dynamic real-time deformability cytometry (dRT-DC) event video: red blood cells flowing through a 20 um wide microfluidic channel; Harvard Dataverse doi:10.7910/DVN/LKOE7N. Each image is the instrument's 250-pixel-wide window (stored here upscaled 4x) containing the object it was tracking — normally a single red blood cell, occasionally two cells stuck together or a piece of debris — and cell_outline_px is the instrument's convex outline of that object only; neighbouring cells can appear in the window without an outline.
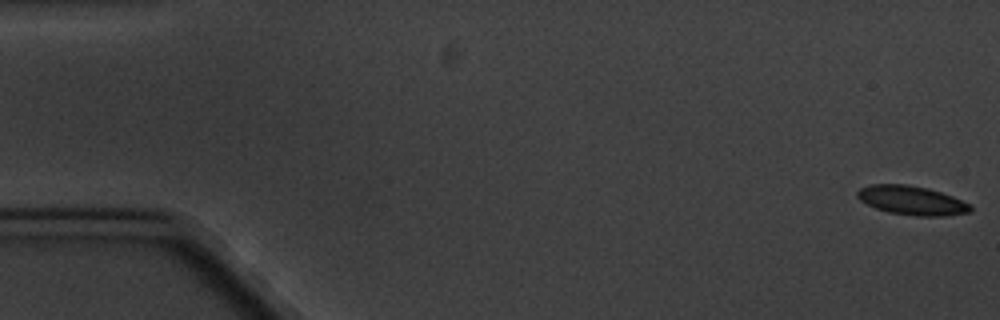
{"species": "common noctule bat (a hibernating species)", "species_latin": "Nyctalus noctula", "temperature_condition": "cold", "stored_images_in_passage": 7, "camera_frame_rate_fps": 3000, "um_per_image_px": 0.085, "animal": {"sex": "male", "body_mass_g": 20.1, "forearm_length_mm": 53.5}, "frame": {"image": 1, "passage_image": 1, "time_ms": 0.0, "image_size_px": [1000, 320], "cell_outline_px": [[972, 212], [944, 216], [916, 216], [888, 212], [876, 208], [860, 200], [856, 196], [856, 192], [860, 188], [872, 184], [908, 184], [928, 188], [952, 196], [972, 204]], "centroid_in_image_um": [77.53, 17.03], "position_along_channel_um": 7.5, "area_um2": 19.25}}
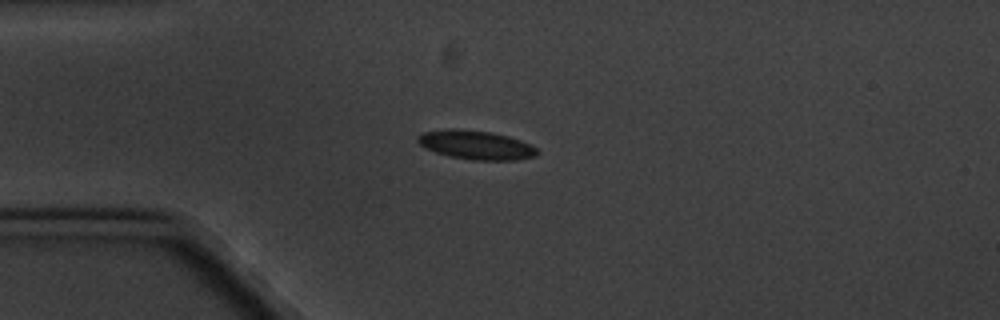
{"frame": {"image": 2, "passage_image": 4, "time_ms": 4.667, "image_size_px": [1000, 320], "cell_outline_px": [[540, 152], [536, 156], [516, 160], [472, 160], [448, 156], [436, 152], [420, 144], [416, 140], [416, 136], [424, 132], [452, 128], [492, 132], [508, 136], [520, 140], [536, 148]], "centroid_in_image_um": [40.47, 12.32], "position_along_channel_um": 44.5, "area_um2": 20.06}}